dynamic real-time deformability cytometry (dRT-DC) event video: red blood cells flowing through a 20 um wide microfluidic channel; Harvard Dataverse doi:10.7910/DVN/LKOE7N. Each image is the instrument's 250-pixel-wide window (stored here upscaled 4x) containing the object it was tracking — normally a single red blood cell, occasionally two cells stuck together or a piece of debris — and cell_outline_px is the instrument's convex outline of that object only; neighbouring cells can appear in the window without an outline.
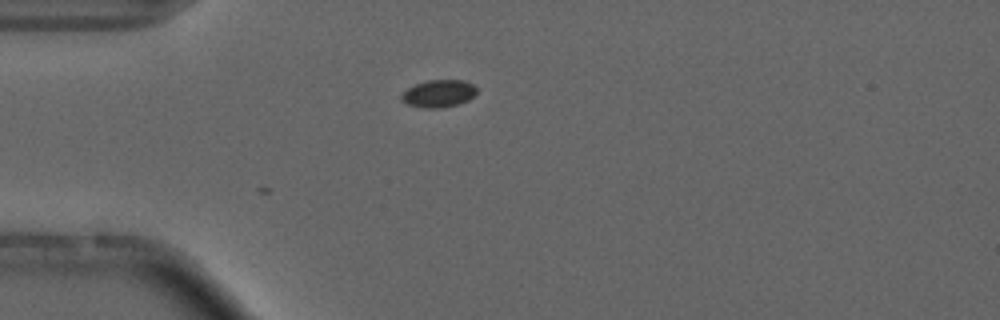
{"species": "common noctule bat (a hibernating species)", "species_latin": "Nyctalus noctula", "temperature_condition": "cold", "stored_images_in_passage": 2, "camera_frame_rate_fps": 3000, "um_per_image_px": 0.085, "animal": {"sex": "male", "forearm_length_mm": 52.5}, "frame": {"image": 1, "passage_image": 2, "time_ms": 1.333, "image_size_px": [1000, 320], "cell_outline_px": [[476, 92], [468, 100], [456, 104], [440, 108], [424, 108], [408, 104], [400, 100], [400, 96], [408, 88], [416, 84], [428, 80], [464, 80], [472, 84], [476, 88]], "centroid_in_image_um": [37.26, 7.95], "position_along_channel_um": 47.7, "area_um2": 11.85}}